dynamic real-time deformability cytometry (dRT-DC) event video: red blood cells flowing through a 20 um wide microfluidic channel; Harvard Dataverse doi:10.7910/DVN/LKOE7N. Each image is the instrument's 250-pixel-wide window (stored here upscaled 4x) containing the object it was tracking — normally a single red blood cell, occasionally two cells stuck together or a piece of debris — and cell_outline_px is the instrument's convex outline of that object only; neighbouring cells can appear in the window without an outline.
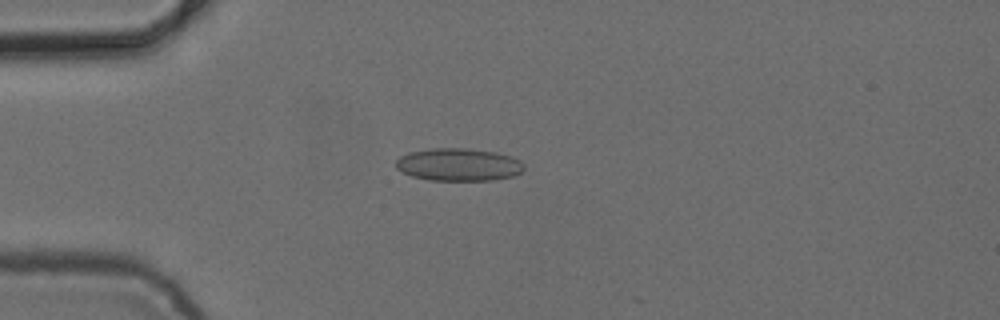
{"species": "common noctule bat (a hibernating species)", "species_latin": "Nyctalus noctula", "temperature_condition": "cold", "stored_images_in_passage": 48, "camera_frame_rate_fps": 3000, "um_per_image_px": 0.085, "animal": {"sex": "female", "body_mass_g": 24.6, "forearm_length_mm": 56.2}, "frame": {"image": 1, "passage_image": 13, "time_ms": 4.0, "image_size_px": [1000, 320], "cell_outline_px": [[524, 168], [520, 172], [512, 176], [492, 180], [428, 180], [412, 176], [396, 168], [396, 160], [400, 156], [408, 152], [432, 148], [468, 148], [496, 152], [512, 156], [520, 160], [524, 164]], "centroid_in_image_um": [38.98, 13.98], "position_along_channel_um": 46.0, "area_um2": 24.45}}
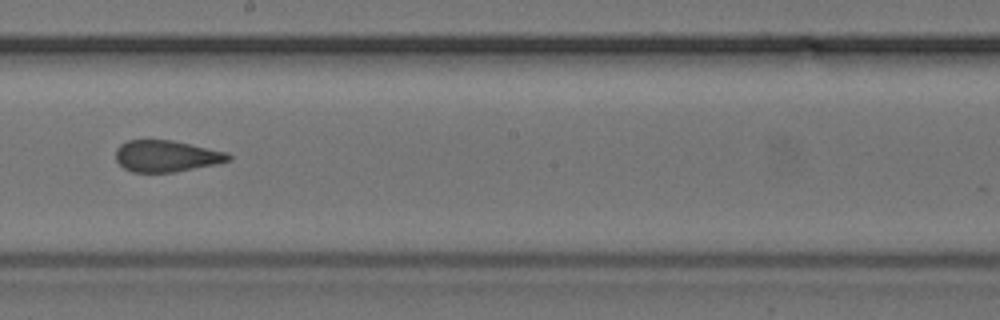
{"frame": {"image": 2, "passage_image": 29, "time_ms": 9.333, "image_size_px": [1000, 320], "cell_outline_px": [[232, 160], [216, 164], [176, 172], [132, 172], [124, 168], [116, 160], [116, 148], [120, 144], [128, 140], [172, 140], [228, 152], [232, 156]], "centroid_in_image_um": [14.16, 13.27], "position_along_channel_um": 234.0, "area_um2": 20.81}}
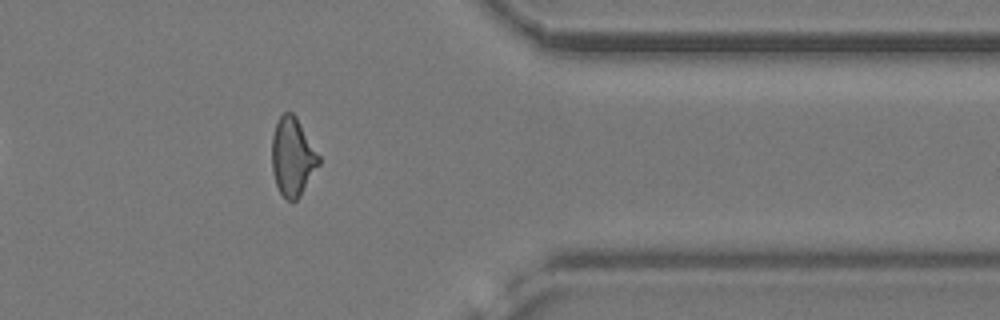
{"frame": {"image": 3, "passage_image": 42, "time_ms": 13.667, "image_size_px": [1000, 320], "cell_outline_px": [[320, 164], [300, 196], [296, 200], [288, 200], [280, 192], [276, 184], [272, 172], [272, 136], [276, 124], [280, 116], [284, 112], [292, 112], [296, 116], [320, 156]], "centroid_in_image_um": [24.87, 13.32], "position_along_channel_um": 386.5, "area_um2": 21.33}, "authors_computed_cell_mechanics": {"area_um2": 21.7039, "velocity_mm_per_s": 3.8743, "shape_relaxation_time_tau1_ms": null, "shape_relaxation_time_tau2_ms": 1.5365, "deformation_change_tau1": null, "deformation_change_tau2": 0.0848}}